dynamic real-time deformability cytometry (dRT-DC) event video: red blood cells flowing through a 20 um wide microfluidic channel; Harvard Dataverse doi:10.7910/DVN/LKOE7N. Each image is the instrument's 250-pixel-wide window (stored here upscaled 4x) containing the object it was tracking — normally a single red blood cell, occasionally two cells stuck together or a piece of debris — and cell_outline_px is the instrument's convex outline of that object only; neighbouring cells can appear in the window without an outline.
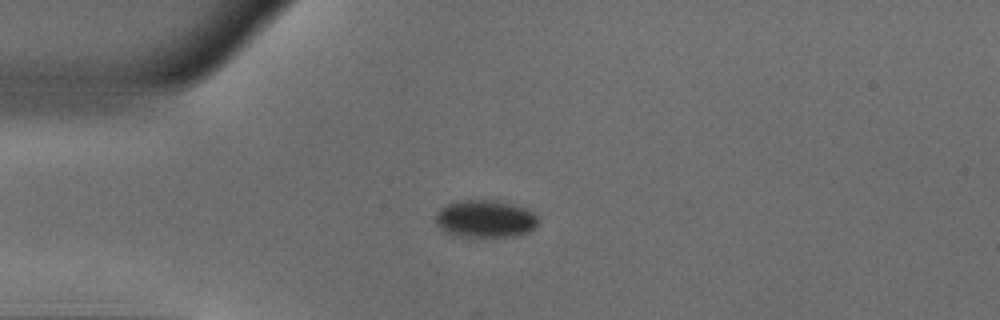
{"species": "common noctule bat (a hibernating species)", "species_latin": "Nyctalus noctula", "temperature_condition": "warm", "stored_images_in_passage": 47, "camera_frame_rate_fps": 3000, "um_per_image_px": 0.085, "animal": {"sex": "male", "body_mass_g": 18.8}, "frame": {"image": 1, "passage_image": 9, "time_ms": 2.667, "image_size_px": [1000, 320], "cell_outline_px": [[536, 228], [528, 232], [516, 236], [472, 240], [468, 240], [452, 236], [444, 232], [436, 224], [436, 212], [440, 208], [448, 204], [460, 200], [496, 200], [512, 204], [524, 208], [532, 212], [536, 216]], "centroid_in_image_um": [41.18, 18.67], "position_along_channel_um": 43.8, "area_um2": 23.35}}
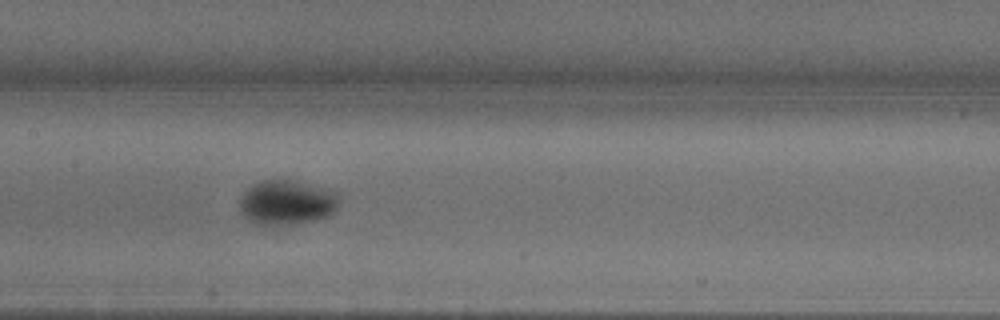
{"frame": {"image": 2, "passage_image": 21, "time_ms": 6.667, "image_size_px": [1000, 320], "cell_outline_px": [[340, 200], [336, 212], [328, 216], [316, 220], [296, 224], [264, 228], [252, 224], [240, 212], [240, 200], [244, 192], [252, 184], [264, 180], [292, 180], [324, 188], [336, 192], [340, 196]], "centroid_in_image_um": [24.37, 17.27], "position_along_channel_um": 183.0, "area_um2": 26.7}}
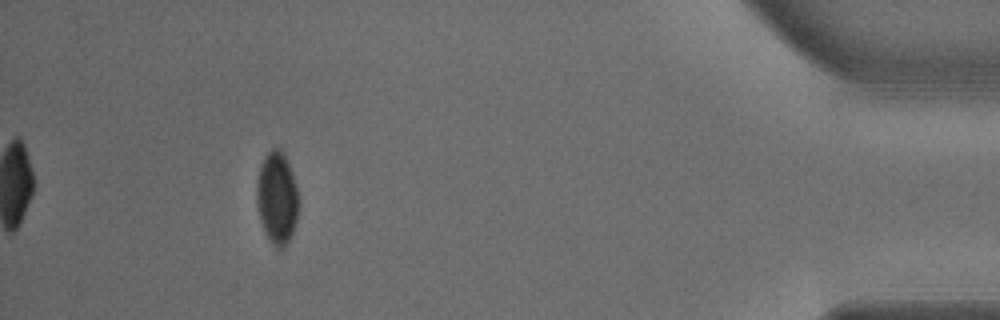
{"frame": {"image": 3, "passage_image": 43, "time_ms": 14.0, "image_size_px": [1000, 320], "cell_outline_px": [[300, 204], [296, 224], [284, 248], [276, 248], [272, 244], [264, 232], [260, 220], [256, 204], [256, 184], [260, 164], [264, 156], [272, 148], [280, 148], [284, 152], [292, 172]], "centroid_in_image_um": [23.54, 16.81], "position_along_channel_um": 411.7, "area_um2": 22.95}, "authors_computed_cell_mechanics": {"area_um2": 23.7558, "velocity_mm_per_s": 3.9418, "shape_relaxation_time_tau1_ms": 6.6262, "shape_relaxation_time_tau2_ms": null, "deformation_change_tau1": 0.1171, "deformation_change_tau2": null}}